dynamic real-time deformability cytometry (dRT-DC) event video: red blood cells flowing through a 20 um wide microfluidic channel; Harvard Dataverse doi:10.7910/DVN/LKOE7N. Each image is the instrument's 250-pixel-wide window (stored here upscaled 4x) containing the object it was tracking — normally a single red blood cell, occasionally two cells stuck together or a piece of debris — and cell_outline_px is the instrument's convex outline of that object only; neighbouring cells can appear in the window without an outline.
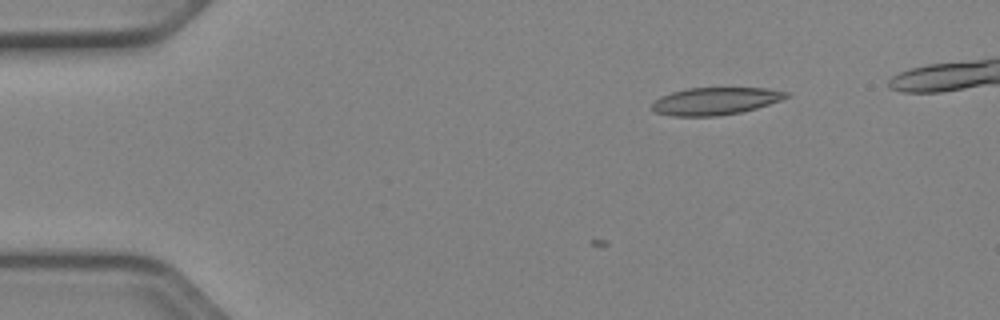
{"species": "Egyptian fruit bat (a non-hibernating species)", "species_latin": "Rousettus aegyptiacus", "temperature_condition": "cold", "stored_images_in_passage": 10, "camera_frame_rate_fps": 3000, "um_per_image_px": 0.085, "animal": {"sex": "female"}, "frame": {"image": 1, "passage_image": 1, "time_ms": 0.0, "image_size_px": [1000, 320], "cell_outline_px": [[792, 92], [788, 96], [780, 100], [756, 108], [740, 112], [716, 116], [672, 116], [656, 112], [652, 108], [652, 104], [660, 96], [672, 92], [688, 88], [768, 88]], "centroid_in_image_um": [60.82, 8.58], "position_along_channel_um": 24.2, "area_um2": 21.33}}
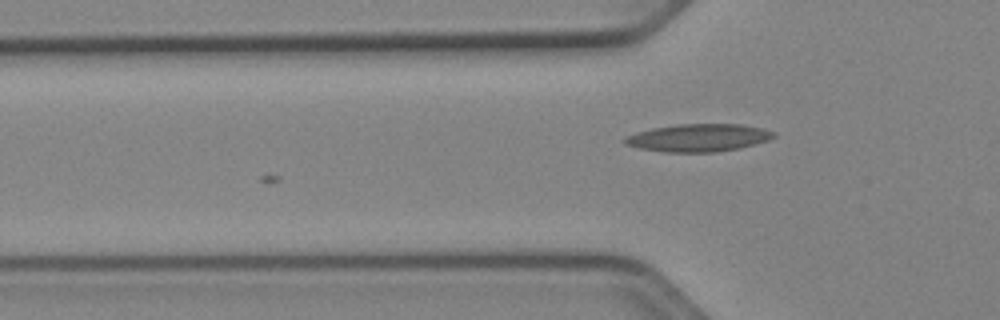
{"frame": {"image": 2, "passage_image": 10, "time_ms": 3.0, "image_size_px": [1000, 320], "cell_outline_px": [[776, 136], [768, 140], [740, 148], [712, 152], [664, 152], [640, 148], [624, 144], [620, 140], [624, 136], [636, 132], [652, 128], [676, 124], [744, 124], [764, 128], [776, 132]], "centroid_in_image_um": [59.35, 11.7], "position_along_channel_um": 66.5, "area_um2": 24.28}}